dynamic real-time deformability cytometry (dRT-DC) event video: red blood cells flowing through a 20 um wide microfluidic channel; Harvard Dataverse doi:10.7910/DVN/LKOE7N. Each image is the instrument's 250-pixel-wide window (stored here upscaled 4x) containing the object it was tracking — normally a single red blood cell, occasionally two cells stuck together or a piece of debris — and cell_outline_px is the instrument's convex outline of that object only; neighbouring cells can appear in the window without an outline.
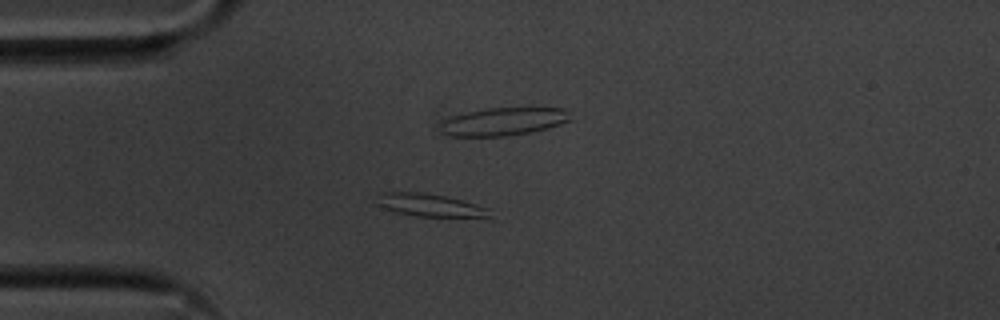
{"species": "common noctule bat (a hibernating species)", "species_latin": "Nyctalus noctula", "temperature_condition": "cold", "stored_images_in_passage": 56, "segment_of_instrument_passage": [1, 2], "camera_frame_rate_fps": 3000, "um_per_image_px": 0.085, "animal": {"sex": "male", "body_mass_g": 20.1, "forearm_length_mm": 53.5}, "frame": {"image": 1, "passage_image": 14, "time_ms": 4.333, "image_size_px": [1000, 320], "cell_outline_px": [[492, 220], [416, 216], [396, 212], [384, 208], [376, 204], [376, 192], [420, 192], [444, 196], [492, 208]], "centroid_in_image_um": [36.7, 17.49], "position_along_channel_um": 48.3, "area_um2": 16.01}}
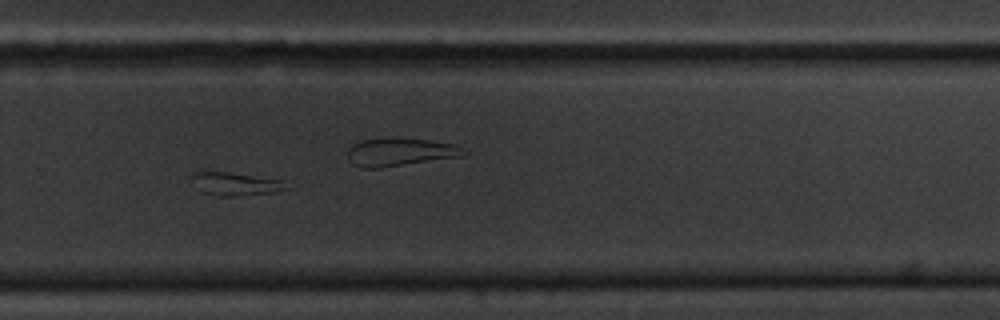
{"frame": {"image": 2, "passage_image": 37, "time_ms": 12.0, "image_size_px": [1000, 320], "cell_outline_px": [[296, 188], [276, 192], [240, 196], [220, 196], [204, 192], [192, 176], [192, 172], [228, 172], [284, 180]], "centroid_in_image_um": [20.25, 15.64], "position_along_channel_um": 309.6, "area_um2": 12.72}}
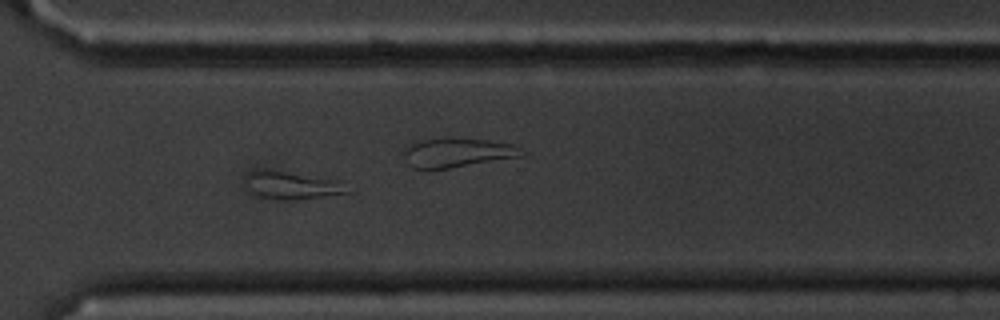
{"frame": {"image": 3, "passage_image": 40, "time_ms": 13.0, "image_size_px": [1000, 320], "cell_outline_px": [[352, 192], [292, 200], [280, 200], [256, 196], [252, 192], [244, 180], [244, 176], [248, 172], [256, 168], [268, 168], [336, 180]], "centroid_in_image_um": [24.68, 15.72], "position_along_channel_um": 345.9, "area_um2": 16.59}}